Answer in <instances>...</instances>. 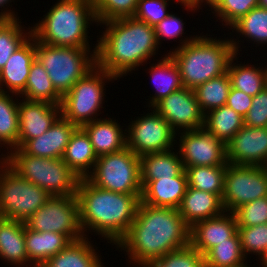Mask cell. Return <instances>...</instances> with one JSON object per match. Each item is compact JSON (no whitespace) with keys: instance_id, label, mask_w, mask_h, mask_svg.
Wrapping results in <instances>:
<instances>
[{"instance_id":"6da1fadb","label":"cell","mask_w":267,"mask_h":267,"mask_svg":"<svg viewBox=\"0 0 267 267\" xmlns=\"http://www.w3.org/2000/svg\"><path fill=\"white\" fill-rule=\"evenodd\" d=\"M189 242L190 227L178 209L140 202L134 222L116 247L126 251L132 266L141 267Z\"/></svg>"},{"instance_id":"7a4b0ae2","label":"cell","mask_w":267,"mask_h":267,"mask_svg":"<svg viewBox=\"0 0 267 267\" xmlns=\"http://www.w3.org/2000/svg\"><path fill=\"white\" fill-rule=\"evenodd\" d=\"M99 25L103 28L105 25L106 29L97 40V65L118 79L147 63L161 47L157 44L154 27L134 17Z\"/></svg>"},{"instance_id":"3957f363","label":"cell","mask_w":267,"mask_h":267,"mask_svg":"<svg viewBox=\"0 0 267 267\" xmlns=\"http://www.w3.org/2000/svg\"><path fill=\"white\" fill-rule=\"evenodd\" d=\"M76 195L84 236L87 237L85 232H96L112 245H116L131 227L141 197V194L99 188L87 178L79 180Z\"/></svg>"},{"instance_id":"277c9868","label":"cell","mask_w":267,"mask_h":267,"mask_svg":"<svg viewBox=\"0 0 267 267\" xmlns=\"http://www.w3.org/2000/svg\"><path fill=\"white\" fill-rule=\"evenodd\" d=\"M208 36L185 37L179 40L177 48L168 52L180 70L183 87L194 90L206 81L225 74L230 59L239 53V40Z\"/></svg>"},{"instance_id":"5b68a950","label":"cell","mask_w":267,"mask_h":267,"mask_svg":"<svg viewBox=\"0 0 267 267\" xmlns=\"http://www.w3.org/2000/svg\"><path fill=\"white\" fill-rule=\"evenodd\" d=\"M48 11L31 27L32 36L38 42L61 47H91L87 29L97 20L87 0H58Z\"/></svg>"},{"instance_id":"8992f818","label":"cell","mask_w":267,"mask_h":267,"mask_svg":"<svg viewBox=\"0 0 267 267\" xmlns=\"http://www.w3.org/2000/svg\"><path fill=\"white\" fill-rule=\"evenodd\" d=\"M7 164L22 178L53 196H72L77 193L80 177L62 158L35 157L21 148L6 153Z\"/></svg>"},{"instance_id":"52a82bcc","label":"cell","mask_w":267,"mask_h":267,"mask_svg":"<svg viewBox=\"0 0 267 267\" xmlns=\"http://www.w3.org/2000/svg\"><path fill=\"white\" fill-rule=\"evenodd\" d=\"M93 48L51 46L35 39L36 59L61 96L97 65V43Z\"/></svg>"},{"instance_id":"ba28073f","label":"cell","mask_w":267,"mask_h":267,"mask_svg":"<svg viewBox=\"0 0 267 267\" xmlns=\"http://www.w3.org/2000/svg\"><path fill=\"white\" fill-rule=\"evenodd\" d=\"M112 80L117 78L96 65L62 96L61 116L77 127L99 119L96 114L103 108L105 101L104 86Z\"/></svg>"},{"instance_id":"9c48e42d","label":"cell","mask_w":267,"mask_h":267,"mask_svg":"<svg viewBox=\"0 0 267 267\" xmlns=\"http://www.w3.org/2000/svg\"><path fill=\"white\" fill-rule=\"evenodd\" d=\"M94 186L124 194H141L140 157L128 147L98 156L93 171L86 177Z\"/></svg>"},{"instance_id":"30bf717a","label":"cell","mask_w":267,"mask_h":267,"mask_svg":"<svg viewBox=\"0 0 267 267\" xmlns=\"http://www.w3.org/2000/svg\"><path fill=\"white\" fill-rule=\"evenodd\" d=\"M50 196L22 178L7 163L0 168V212L5 219L25 222Z\"/></svg>"},{"instance_id":"8fae6325","label":"cell","mask_w":267,"mask_h":267,"mask_svg":"<svg viewBox=\"0 0 267 267\" xmlns=\"http://www.w3.org/2000/svg\"><path fill=\"white\" fill-rule=\"evenodd\" d=\"M37 232H55L67 235L72 241L83 239L77 195L50 196L45 204L25 221Z\"/></svg>"},{"instance_id":"7c38bea8","label":"cell","mask_w":267,"mask_h":267,"mask_svg":"<svg viewBox=\"0 0 267 267\" xmlns=\"http://www.w3.org/2000/svg\"><path fill=\"white\" fill-rule=\"evenodd\" d=\"M262 197H267L266 167L226 165L221 197L226 212Z\"/></svg>"},{"instance_id":"4fadbf2b","label":"cell","mask_w":267,"mask_h":267,"mask_svg":"<svg viewBox=\"0 0 267 267\" xmlns=\"http://www.w3.org/2000/svg\"><path fill=\"white\" fill-rule=\"evenodd\" d=\"M151 111L130 121L126 128V147L139 157L174 149L177 143V133L169 123L156 110Z\"/></svg>"},{"instance_id":"5bb4252c","label":"cell","mask_w":267,"mask_h":267,"mask_svg":"<svg viewBox=\"0 0 267 267\" xmlns=\"http://www.w3.org/2000/svg\"><path fill=\"white\" fill-rule=\"evenodd\" d=\"M179 155L184 166L227 165L226 144L204 127L179 132Z\"/></svg>"},{"instance_id":"9a60e30c","label":"cell","mask_w":267,"mask_h":267,"mask_svg":"<svg viewBox=\"0 0 267 267\" xmlns=\"http://www.w3.org/2000/svg\"><path fill=\"white\" fill-rule=\"evenodd\" d=\"M152 109L156 110L178 134L204 127V116L198 105L194 90L183 87L160 100Z\"/></svg>"},{"instance_id":"2e32d148","label":"cell","mask_w":267,"mask_h":267,"mask_svg":"<svg viewBox=\"0 0 267 267\" xmlns=\"http://www.w3.org/2000/svg\"><path fill=\"white\" fill-rule=\"evenodd\" d=\"M227 163L238 166L267 165V127L244 125L226 144Z\"/></svg>"},{"instance_id":"e0dca14e","label":"cell","mask_w":267,"mask_h":267,"mask_svg":"<svg viewBox=\"0 0 267 267\" xmlns=\"http://www.w3.org/2000/svg\"><path fill=\"white\" fill-rule=\"evenodd\" d=\"M18 112V148H21L28 140L44 134L61 116L60 105L23 98L18 104Z\"/></svg>"},{"instance_id":"ac0fdd59","label":"cell","mask_w":267,"mask_h":267,"mask_svg":"<svg viewBox=\"0 0 267 267\" xmlns=\"http://www.w3.org/2000/svg\"><path fill=\"white\" fill-rule=\"evenodd\" d=\"M237 232L234 213L225 211L217 217L195 223L190 228L189 244L204 256L212 247L228 242Z\"/></svg>"},{"instance_id":"d6986e66","label":"cell","mask_w":267,"mask_h":267,"mask_svg":"<svg viewBox=\"0 0 267 267\" xmlns=\"http://www.w3.org/2000/svg\"><path fill=\"white\" fill-rule=\"evenodd\" d=\"M35 58V38L31 36L18 50L13 52L0 71V91L20 95L25 90L31 64Z\"/></svg>"},{"instance_id":"ffe728a7","label":"cell","mask_w":267,"mask_h":267,"mask_svg":"<svg viewBox=\"0 0 267 267\" xmlns=\"http://www.w3.org/2000/svg\"><path fill=\"white\" fill-rule=\"evenodd\" d=\"M140 181L142 186L140 202L155 207L178 209L188 187L185 170L173 178Z\"/></svg>"},{"instance_id":"44dd1931","label":"cell","mask_w":267,"mask_h":267,"mask_svg":"<svg viewBox=\"0 0 267 267\" xmlns=\"http://www.w3.org/2000/svg\"><path fill=\"white\" fill-rule=\"evenodd\" d=\"M76 128V125L60 116L44 134L28 140L21 149L35 157L62 158Z\"/></svg>"},{"instance_id":"7402d4cb","label":"cell","mask_w":267,"mask_h":267,"mask_svg":"<svg viewBox=\"0 0 267 267\" xmlns=\"http://www.w3.org/2000/svg\"><path fill=\"white\" fill-rule=\"evenodd\" d=\"M178 212L191 228L199 221L221 215L225 209L219 195L187 187Z\"/></svg>"},{"instance_id":"603a6c76","label":"cell","mask_w":267,"mask_h":267,"mask_svg":"<svg viewBox=\"0 0 267 267\" xmlns=\"http://www.w3.org/2000/svg\"><path fill=\"white\" fill-rule=\"evenodd\" d=\"M88 134L95 154L115 153L126 147V129L113 118H99L82 126ZM124 131V132H123Z\"/></svg>"},{"instance_id":"cb8c5ba5","label":"cell","mask_w":267,"mask_h":267,"mask_svg":"<svg viewBox=\"0 0 267 267\" xmlns=\"http://www.w3.org/2000/svg\"><path fill=\"white\" fill-rule=\"evenodd\" d=\"M25 225V222L5 218L0 222V259L18 267L32 266L25 246Z\"/></svg>"},{"instance_id":"d4e9b609","label":"cell","mask_w":267,"mask_h":267,"mask_svg":"<svg viewBox=\"0 0 267 267\" xmlns=\"http://www.w3.org/2000/svg\"><path fill=\"white\" fill-rule=\"evenodd\" d=\"M72 240L65 234L55 232H37L25 225V246L29 262L34 266L43 265ZM34 263V264H33Z\"/></svg>"},{"instance_id":"484cf974","label":"cell","mask_w":267,"mask_h":267,"mask_svg":"<svg viewBox=\"0 0 267 267\" xmlns=\"http://www.w3.org/2000/svg\"><path fill=\"white\" fill-rule=\"evenodd\" d=\"M97 159L88 134L82 127H77L70 137L62 160L82 179L93 171Z\"/></svg>"},{"instance_id":"4316f807","label":"cell","mask_w":267,"mask_h":267,"mask_svg":"<svg viewBox=\"0 0 267 267\" xmlns=\"http://www.w3.org/2000/svg\"><path fill=\"white\" fill-rule=\"evenodd\" d=\"M157 64H152L148 69L155 87L154 96L150 97L147 105L153 108L160 100L171 93L183 88L180 70L170 54L163 55Z\"/></svg>"},{"instance_id":"83f0119b","label":"cell","mask_w":267,"mask_h":267,"mask_svg":"<svg viewBox=\"0 0 267 267\" xmlns=\"http://www.w3.org/2000/svg\"><path fill=\"white\" fill-rule=\"evenodd\" d=\"M87 237L72 241L62 251L49 258L43 267H104Z\"/></svg>"},{"instance_id":"f1b7e54d","label":"cell","mask_w":267,"mask_h":267,"mask_svg":"<svg viewBox=\"0 0 267 267\" xmlns=\"http://www.w3.org/2000/svg\"><path fill=\"white\" fill-rule=\"evenodd\" d=\"M170 149L140 157V180H157L159 178H173L184 170L179 152Z\"/></svg>"},{"instance_id":"f546056e","label":"cell","mask_w":267,"mask_h":267,"mask_svg":"<svg viewBox=\"0 0 267 267\" xmlns=\"http://www.w3.org/2000/svg\"><path fill=\"white\" fill-rule=\"evenodd\" d=\"M30 101H43L60 105L62 96L55 90L43 65L35 58L31 64L25 90L19 97Z\"/></svg>"},{"instance_id":"4dcf8cb0","label":"cell","mask_w":267,"mask_h":267,"mask_svg":"<svg viewBox=\"0 0 267 267\" xmlns=\"http://www.w3.org/2000/svg\"><path fill=\"white\" fill-rule=\"evenodd\" d=\"M244 126V118L227 105L212 109L204 116V128L227 144Z\"/></svg>"},{"instance_id":"1f68e13d","label":"cell","mask_w":267,"mask_h":267,"mask_svg":"<svg viewBox=\"0 0 267 267\" xmlns=\"http://www.w3.org/2000/svg\"><path fill=\"white\" fill-rule=\"evenodd\" d=\"M237 56L235 54L230 59L227 67L231 87L253 97L266 87L265 70L261 66L257 68L255 65H247L245 62L244 64H238V62L236 64L234 60L238 59Z\"/></svg>"},{"instance_id":"d6a6232c","label":"cell","mask_w":267,"mask_h":267,"mask_svg":"<svg viewBox=\"0 0 267 267\" xmlns=\"http://www.w3.org/2000/svg\"><path fill=\"white\" fill-rule=\"evenodd\" d=\"M12 96L19 97L0 91V147L5 146L7 151L18 148L19 102Z\"/></svg>"},{"instance_id":"836d02e7","label":"cell","mask_w":267,"mask_h":267,"mask_svg":"<svg viewBox=\"0 0 267 267\" xmlns=\"http://www.w3.org/2000/svg\"><path fill=\"white\" fill-rule=\"evenodd\" d=\"M230 89L231 80L227 72L197 86L194 93L202 112L206 114L212 109L224 106Z\"/></svg>"},{"instance_id":"e575fe53","label":"cell","mask_w":267,"mask_h":267,"mask_svg":"<svg viewBox=\"0 0 267 267\" xmlns=\"http://www.w3.org/2000/svg\"><path fill=\"white\" fill-rule=\"evenodd\" d=\"M188 187L222 197L226 165L184 166Z\"/></svg>"},{"instance_id":"d590c367","label":"cell","mask_w":267,"mask_h":267,"mask_svg":"<svg viewBox=\"0 0 267 267\" xmlns=\"http://www.w3.org/2000/svg\"><path fill=\"white\" fill-rule=\"evenodd\" d=\"M229 28L232 32L235 30L239 36L247 38V41H253L257 46H263V44L265 46L267 45V9L255 7Z\"/></svg>"},{"instance_id":"8d00e7d4","label":"cell","mask_w":267,"mask_h":267,"mask_svg":"<svg viewBox=\"0 0 267 267\" xmlns=\"http://www.w3.org/2000/svg\"><path fill=\"white\" fill-rule=\"evenodd\" d=\"M21 23L19 18L0 22V71L13 52L18 50L32 36V28H28L26 32Z\"/></svg>"},{"instance_id":"74e56055","label":"cell","mask_w":267,"mask_h":267,"mask_svg":"<svg viewBox=\"0 0 267 267\" xmlns=\"http://www.w3.org/2000/svg\"><path fill=\"white\" fill-rule=\"evenodd\" d=\"M246 260L238 232L228 242L219 243L204 255L205 267H233Z\"/></svg>"},{"instance_id":"f35d334b","label":"cell","mask_w":267,"mask_h":267,"mask_svg":"<svg viewBox=\"0 0 267 267\" xmlns=\"http://www.w3.org/2000/svg\"><path fill=\"white\" fill-rule=\"evenodd\" d=\"M141 267H205V261L204 256L188 244Z\"/></svg>"},{"instance_id":"ab89813d","label":"cell","mask_w":267,"mask_h":267,"mask_svg":"<svg viewBox=\"0 0 267 267\" xmlns=\"http://www.w3.org/2000/svg\"><path fill=\"white\" fill-rule=\"evenodd\" d=\"M255 7H258V0H210L209 4L213 15L228 28Z\"/></svg>"},{"instance_id":"60d3db41","label":"cell","mask_w":267,"mask_h":267,"mask_svg":"<svg viewBox=\"0 0 267 267\" xmlns=\"http://www.w3.org/2000/svg\"><path fill=\"white\" fill-rule=\"evenodd\" d=\"M240 243L243 254L262 257L267 251V224H260L250 227H238Z\"/></svg>"},{"instance_id":"b9f144b4","label":"cell","mask_w":267,"mask_h":267,"mask_svg":"<svg viewBox=\"0 0 267 267\" xmlns=\"http://www.w3.org/2000/svg\"><path fill=\"white\" fill-rule=\"evenodd\" d=\"M138 0H104L96 9L97 24L109 20L133 17Z\"/></svg>"},{"instance_id":"7bdbcfd3","label":"cell","mask_w":267,"mask_h":267,"mask_svg":"<svg viewBox=\"0 0 267 267\" xmlns=\"http://www.w3.org/2000/svg\"><path fill=\"white\" fill-rule=\"evenodd\" d=\"M238 227L267 224V197L246 203L234 212Z\"/></svg>"},{"instance_id":"ee69618b","label":"cell","mask_w":267,"mask_h":267,"mask_svg":"<svg viewBox=\"0 0 267 267\" xmlns=\"http://www.w3.org/2000/svg\"><path fill=\"white\" fill-rule=\"evenodd\" d=\"M170 0H138L134 18L150 26L157 25L170 13L167 11Z\"/></svg>"},{"instance_id":"f6af8a7d","label":"cell","mask_w":267,"mask_h":267,"mask_svg":"<svg viewBox=\"0 0 267 267\" xmlns=\"http://www.w3.org/2000/svg\"><path fill=\"white\" fill-rule=\"evenodd\" d=\"M244 125L254 128L267 127V88L252 99V105L244 117Z\"/></svg>"},{"instance_id":"bcb514c9","label":"cell","mask_w":267,"mask_h":267,"mask_svg":"<svg viewBox=\"0 0 267 267\" xmlns=\"http://www.w3.org/2000/svg\"><path fill=\"white\" fill-rule=\"evenodd\" d=\"M184 25L183 19L181 17L170 13L167 17H165L162 21H160L157 25L154 26L155 34H156V41L157 44L160 45L165 39H180V36L184 33Z\"/></svg>"},{"instance_id":"7dc6e473","label":"cell","mask_w":267,"mask_h":267,"mask_svg":"<svg viewBox=\"0 0 267 267\" xmlns=\"http://www.w3.org/2000/svg\"><path fill=\"white\" fill-rule=\"evenodd\" d=\"M252 99V96L245 94L241 90L231 87L225 105L233 109L244 118L252 105Z\"/></svg>"},{"instance_id":"c3c4849f","label":"cell","mask_w":267,"mask_h":267,"mask_svg":"<svg viewBox=\"0 0 267 267\" xmlns=\"http://www.w3.org/2000/svg\"><path fill=\"white\" fill-rule=\"evenodd\" d=\"M176 2L178 4L180 2V4H181L180 6H184L187 9V11L189 10V12L190 11L191 12H197L202 5L204 6L206 4L205 6H207V5L209 6V4H210V0H176ZM196 9H197V11H195Z\"/></svg>"},{"instance_id":"681fc988","label":"cell","mask_w":267,"mask_h":267,"mask_svg":"<svg viewBox=\"0 0 267 267\" xmlns=\"http://www.w3.org/2000/svg\"><path fill=\"white\" fill-rule=\"evenodd\" d=\"M9 2L11 3L12 0H0V8H3V10H4L3 11L2 9H0L1 10L0 19H2V20H11V19L19 18V17H17L18 14L17 13L15 14L16 11H14V10L12 11L11 8L9 10L7 9L9 6L12 7V5L9 4ZM5 6H7V8Z\"/></svg>"},{"instance_id":"f907efd6","label":"cell","mask_w":267,"mask_h":267,"mask_svg":"<svg viewBox=\"0 0 267 267\" xmlns=\"http://www.w3.org/2000/svg\"><path fill=\"white\" fill-rule=\"evenodd\" d=\"M91 7L95 10L104 0H87Z\"/></svg>"},{"instance_id":"816d5d0a","label":"cell","mask_w":267,"mask_h":267,"mask_svg":"<svg viewBox=\"0 0 267 267\" xmlns=\"http://www.w3.org/2000/svg\"><path fill=\"white\" fill-rule=\"evenodd\" d=\"M258 259L262 261L260 262L262 267H267V251L261 258Z\"/></svg>"},{"instance_id":"f5cc1de1","label":"cell","mask_w":267,"mask_h":267,"mask_svg":"<svg viewBox=\"0 0 267 267\" xmlns=\"http://www.w3.org/2000/svg\"><path fill=\"white\" fill-rule=\"evenodd\" d=\"M258 7L267 9V0H258Z\"/></svg>"},{"instance_id":"db71d44e","label":"cell","mask_w":267,"mask_h":267,"mask_svg":"<svg viewBox=\"0 0 267 267\" xmlns=\"http://www.w3.org/2000/svg\"><path fill=\"white\" fill-rule=\"evenodd\" d=\"M0 157H1L0 158V168H1L7 163V161H6V155L1 154Z\"/></svg>"},{"instance_id":"11a10c76","label":"cell","mask_w":267,"mask_h":267,"mask_svg":"<svg viewBox=\"0 0 267 267\" xmlns=\"http://www.w3.org/2000/svg\"><path fill=\"white\" fill-rule=\"evenodd\" d=\"M233 267H250L249 265H247L246 262L242 263V264H239V265H236V266H233Z\"/></svg>"},{"instance_id":"9f6ffc18","label":"cell","mask_w":267,"mask_h":267,"mask_svg":"<svg viewBox=\"0 0 267 267\" xmlns=\"http://www.w3.org/2000/svg\"><path fill=\"white\" fill-rule=\"evenodd\" d=\"M267 67V64H266ZM264 65V70H265V82H266V88H267V68Z\"/></svg>"},{"instance_id":"6f0895ef","label":"cell","mask_w":267,"mask_h":267,"mask_svg":"<svg viewBox=\"0 0 267 267\" xmlns=\"http://www.w3.org/2000/svg\"><path fill=\"white\" fill-rule=\"evenodd\" d=\"M4 217H3V215L1 214V212H0V222H1V220L3 219Z\"/></svg>"}]
</instances>
